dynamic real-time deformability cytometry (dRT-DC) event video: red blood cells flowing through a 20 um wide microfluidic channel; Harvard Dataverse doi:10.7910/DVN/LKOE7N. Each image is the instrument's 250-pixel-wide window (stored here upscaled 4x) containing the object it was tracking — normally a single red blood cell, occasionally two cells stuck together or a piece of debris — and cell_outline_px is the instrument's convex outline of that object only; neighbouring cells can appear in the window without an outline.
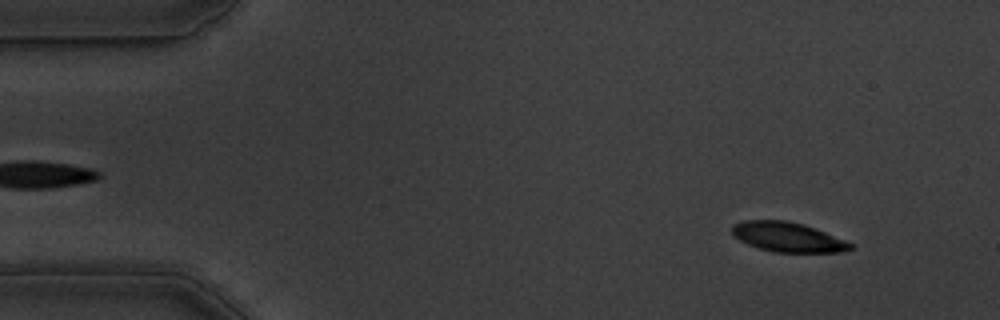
{"species": "common noctule bat (a hibernating species)", "species_latin": "Nyctalus noctula", "temperature_condition": "warm", "stored_images_in_passage": 55, "camera_frame_rate_fps": 3000, "um_per_image_px": 0.085, "animal": {"sex": "male", "body_mass_g": 19.5, "forearm_length_mm": 54.6}, "frame": {"image": 1, "passage_image": 5, "time_ms": 1.333, "image_size_px": [1000, 320], "cell_outline_px": [[852, 248], [840, 252], [772, 252], [748, 244], [740, 240], [732, 232], [732, 224], [744, 220], [784, 220], [800, 224], [824, 232], [852, 244]], "centroid_in_image_um": [66.9, 20.15], "position_along_channel_um": 18.1, "area_um2": 19.94}}
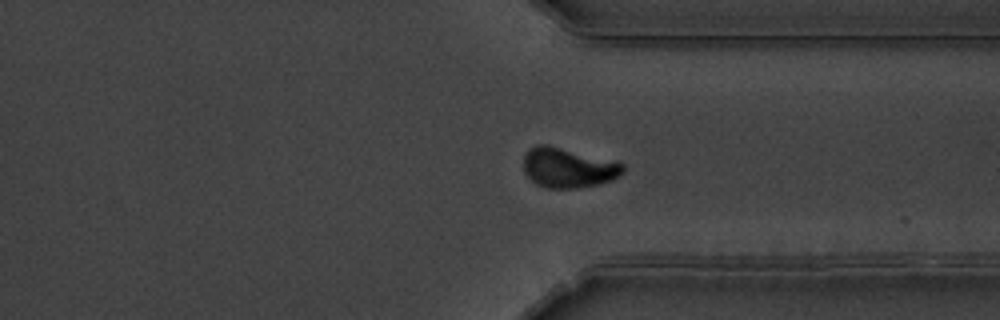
{"frame": {"image": 2, "passage_image": 41, "time_ms": 13.333, "image_size_px": [1000, 320], "cell_outline_px": [[624, 172], [612, 180], [600, 184], [580, 188], [544, 188], [536, 184], [524, 172], [524, 156], [528, 148], [536, 144], [548, 144], [620, 160], [624, 164]], "centroid_in_image_um": [48.34, 14.23], "position_along_channel_um": 363.1, "area_um2": 23.93}}
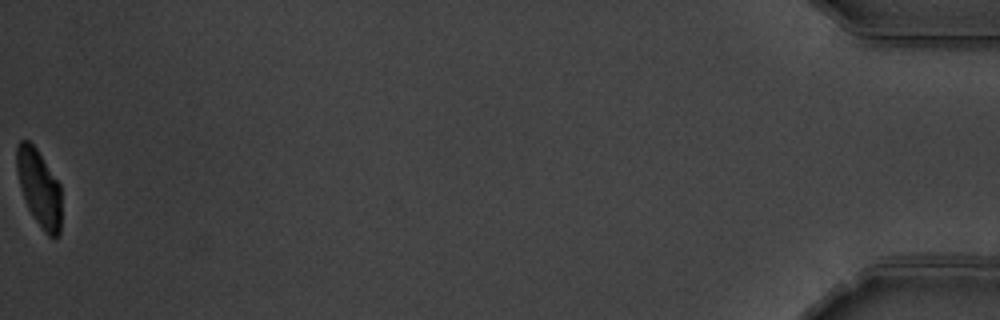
{"frame": {"image": 3, "passage_image": 55, "time_ms": 18.0, "image_size_px": [1000, 320], "cell_outline_px": [[60, 232], [56, 236], [48, 236], [44, 232], [28, 208], [20, 184], [16, 168], [16, 144], [20, 140], [28, 140], [36, 148], [60, 184]], "centroid_in_image_um": [3.31, 15.94], "position_along_channel_um": 431.9, "area_um2": 19.71}, "authors_computed_cell_mechanics": {"area_um2": 22.4842, "velocity_mm_per_s": 3.6377, "shape_relaxation_time_tau1_ms": 2.9747, "shape_relaxation_time_tau2_ms": 0.9394, "deformation_change_tau1": 0.182, "deformation_change_tau2": 0.0577}}